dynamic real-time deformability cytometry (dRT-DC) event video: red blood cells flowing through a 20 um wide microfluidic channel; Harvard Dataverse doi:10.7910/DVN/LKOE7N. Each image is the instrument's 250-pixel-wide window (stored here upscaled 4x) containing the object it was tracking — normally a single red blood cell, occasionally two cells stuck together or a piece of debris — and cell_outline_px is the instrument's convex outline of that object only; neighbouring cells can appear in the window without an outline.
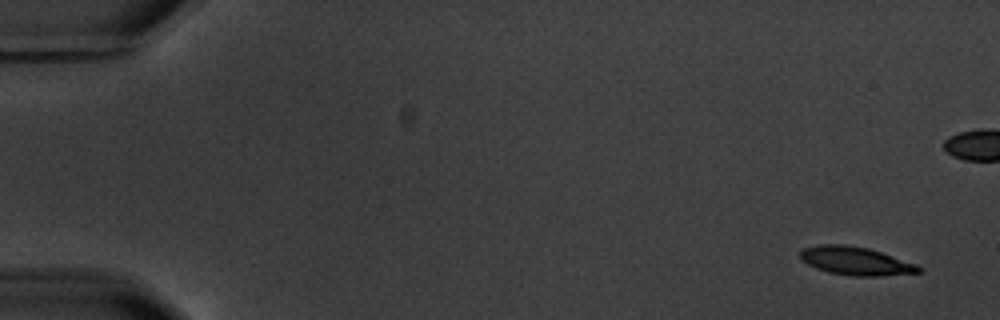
{"species": "common noctule bat (a hibernating species)", "species_latin": "Nyctalus noctula", "temperature_condition": "warm", "stored_images_in_passage": 15, "camera_frame_rate_fps": 3000, "um_per_image_px": 0.085, "animal": {"sex": "male", "body_mass_g": 20.1, "forearm_length_mm": 53.5}, "frame": {"image": 1, "passage_image": 1, "time_ms": 0.0, "image_size_px": [1000, 320], "cell_outline_px": [[924, 268], [920, 272], [880, 276], [852, 276], [828, 272], [816, 268], [800, 260], [800, 252], [804, 248], [820, 244], [844, 244], [868, 248], [916, 264]], "centroid_in_image_um": [72.71, 22.18], "position_along_channel_um": 12.3, "area_um2": 19.48}, "authors_computed_cell_mechanics": {"area_um2": 20.2878, "velocity_mm_per_s": 3.5311, "shape_relaxation_time_tau1_ms": 2.0031, "shape_relaxation_time_tau2_ms": 1.5919, "deformation_change_tau1": 0.132, "deformation_change_tau2": 0.0575}}